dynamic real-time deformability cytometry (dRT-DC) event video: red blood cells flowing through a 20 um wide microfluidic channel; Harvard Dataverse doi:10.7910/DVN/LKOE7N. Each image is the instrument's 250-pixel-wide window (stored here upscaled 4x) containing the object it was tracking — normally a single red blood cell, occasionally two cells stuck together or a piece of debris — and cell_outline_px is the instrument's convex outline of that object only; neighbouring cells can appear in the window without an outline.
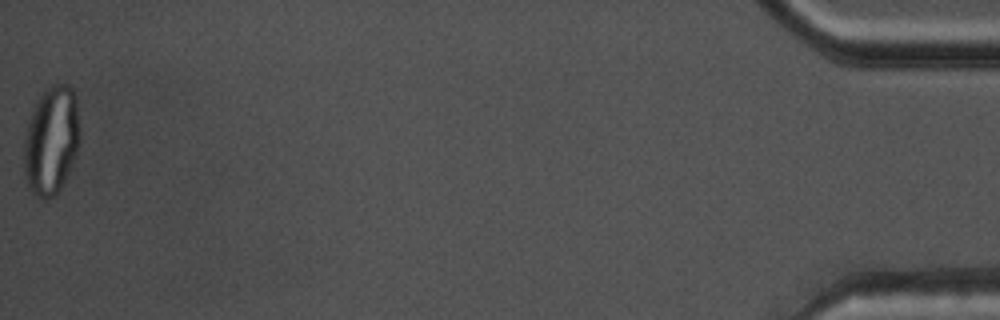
{"species": "common noctule bat (a hibernating species)", "species_latin": "Nyctalus noctula", "temperature_condition": "warm", "stored_images_in_passage": 41, "camera_frame_rate_fps": 3000, "um_per_image_px": 0.085, "animal": {"sex": "male", "body_mass_g": 17.5, "forearm_length_mm": 52.3}, "frame": {"image": 1, "passage_image": 41, "time_ms": 13.333, "image_size_px": [1000, 320], "cell_outline_px": [[80, 140], [72, 164], [60, 188], [52, 196], [44, 200], [36, 196], [28, 188], [24, 176], [24, 140], [28, 124], [32, 112], [44, 88], [52, 84], [68, 84], [72, 88], [76, 96], [80, 132]], "centroid_in_image_um": [4.36, 11.92], "position_along_channel_um": 430.8, "area_um2": 35.37}, "authors_computed_cell_mechanics": {"area_um2": 27.166, "velocity_mm_per_s": 3.8066, "shape_relaxation_time_tau1_ms": null, "shape_relaxation_time_tau2_ms": 0.9706, "deformation_change_tau1": null, "deformation_change_tau2": 0.0709}}